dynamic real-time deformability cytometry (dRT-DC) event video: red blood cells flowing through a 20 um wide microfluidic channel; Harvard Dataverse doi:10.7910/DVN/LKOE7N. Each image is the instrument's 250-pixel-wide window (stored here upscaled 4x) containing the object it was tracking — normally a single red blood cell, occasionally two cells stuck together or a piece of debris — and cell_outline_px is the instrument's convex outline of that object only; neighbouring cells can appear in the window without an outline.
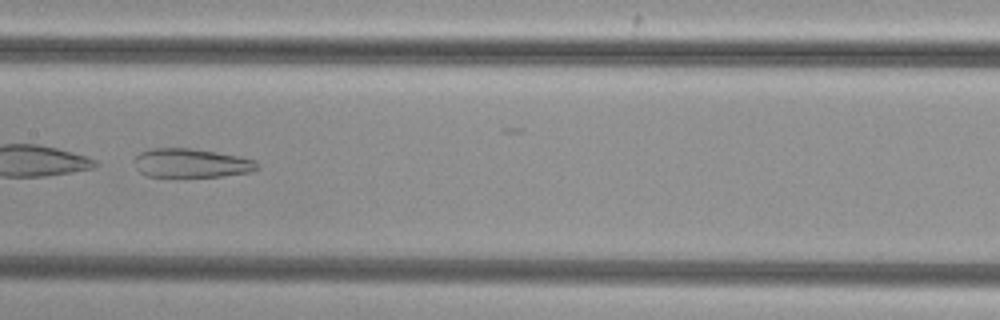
{"species": "common noctule bat (a hibernating species)", "species_latin": "Nyctalus noctula", "temperature_condition": "cold", "stored_images_in_passage": 43, "camera_frame_rate_fps": 3000, "um_per_image_px": 0.085, "animal": {"sex": "female", "body_mass_g": 29.2, "forearm_length_mm": 56.3}, "frame": {"image": 1, "passage_image": 19, "time_ms": 6.0, "image_size_px": [1000, 320], "cell_outline_px": [[256, 168], [248, 172], [224, 176], [148, 176], [140, 172], [136, 168], [136, 156], [140, 152], [148, 148], [192, 148], [240, 156], [256, 160]], "centroid_in_image_um": [16.24, 13.84], "position_along_channel_um": 191.2, "area_um2": 20.46}}